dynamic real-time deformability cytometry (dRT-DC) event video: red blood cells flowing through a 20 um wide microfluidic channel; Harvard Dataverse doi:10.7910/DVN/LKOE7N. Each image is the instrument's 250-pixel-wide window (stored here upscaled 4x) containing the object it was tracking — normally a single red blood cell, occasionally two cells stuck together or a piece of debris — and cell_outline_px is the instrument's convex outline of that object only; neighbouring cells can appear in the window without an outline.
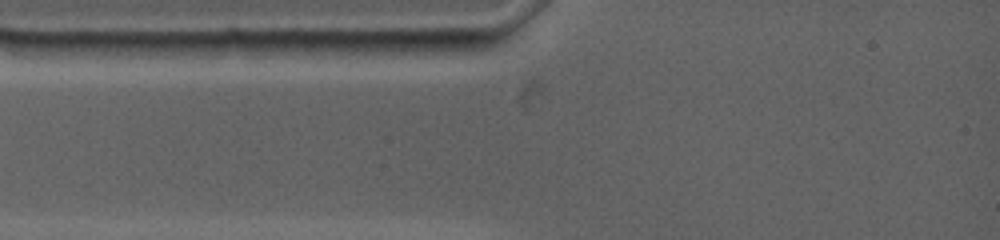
{"species": "common noctule bat (a hibernating species)", "species_latin": "Nyctalus noctula", "temperature_condition": "warm", "stored_images_in_passage": 2, "camera_frame_rate_fps": 4500, "um_per_image_px": 0.085, "animal": {"sex": "female", "body_mass_g": 19.0, "forearm_length_mm": 53.3}, "frame": {"image": 1, "passage_image": 1, "time_ms": 0.0, "image_size_px": [1000, 240], "cell_outline_px": [[496, 44], [488, 48], [452, 56], [392, 52], [372, 40], [488, 40]], "centroid_in_image_um": [37.0, 3.95], "position_along_channel_um": 48.0, "area_um2": 10.29}}